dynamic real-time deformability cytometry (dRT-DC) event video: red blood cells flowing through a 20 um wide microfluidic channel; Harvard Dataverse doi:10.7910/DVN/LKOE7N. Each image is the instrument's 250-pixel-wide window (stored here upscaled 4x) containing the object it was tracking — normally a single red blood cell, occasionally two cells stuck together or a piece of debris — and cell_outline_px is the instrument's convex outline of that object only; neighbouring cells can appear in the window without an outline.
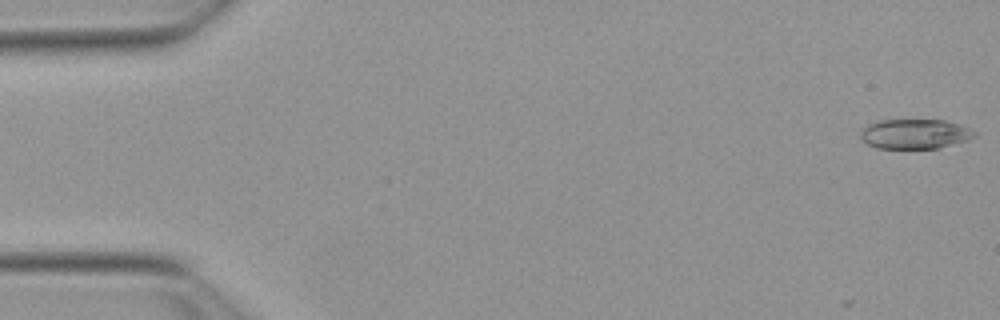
{"species": "Egyptian fruit bat (a non-hibernating species)", "species_latin": "Rousettus aegyptiacus", "temperature_condition": "warm", "stored_images_in_passage": 7, "camera_frame_rate_fps": 3000, "um_per_image_px": 0.085, "animal": {"sex": "female"}, "frame": {"image": 1, "passage_image": 1, "time_ms": 0.0, "image_size_px": [1000, 320], "cell_outline_px": [[976, 136], [968, 140], [940, 148], [876, 148], [860, 140], [860, 132], [868, 124], [876, 120], [944, 120], [960, 124], [976, 132]], "centroid_in_image_um": [77.75, 11.38], "position_along_channel_um": 7.2, "area_um2": 19.88}}